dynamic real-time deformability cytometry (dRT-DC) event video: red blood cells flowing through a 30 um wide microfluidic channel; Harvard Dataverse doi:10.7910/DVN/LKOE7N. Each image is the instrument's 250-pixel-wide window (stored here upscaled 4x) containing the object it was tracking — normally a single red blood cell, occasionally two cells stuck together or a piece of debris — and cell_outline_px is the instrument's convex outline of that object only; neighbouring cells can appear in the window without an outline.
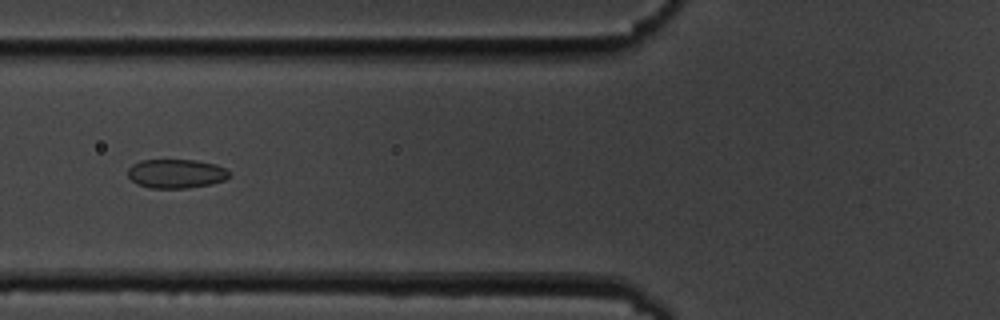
{"species": "common noctule bat (a hibernating species)", "species_latin": "Nyctalus noctula", "temperature_condition": "cold", "stored_images_in_passage": 41, "camera_frame_rate_fps": 3000, "um_per_image_px": 0.085, "animal": {"sex": "male", "body_mass_g": 19.5, "forearm_length_mm": 54.6}, "frame": {"image": 1, "passage_image": 7, "time_ms": 2.0, "image_size_px": [1000, 320], "cell_outline_px": [[232, 176], [224, 180], [212, 184], [188, 188], [152, 188], [136, 184], [128, 176], [128, 168], [132, 164], [140, 160], [196, 160], [216, 164], [232, 172]], "centroid_in_image_um": [15.0, 14.76], "position_along_channel_um": 110.8, "area_um2": 17.4}}
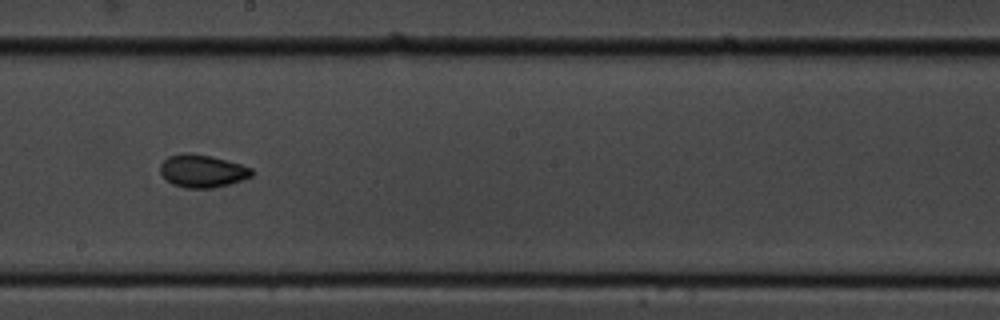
{"frame": {"image": 2, "passage_image": 17, "time_ms": 5.333, "image_size_px": [1000, 320], "cell_outline_px": [[252, 176], [228, 184], [212, 188], [184, 188], [172, 184], [160, 172], [160, 164], [168, 156], [180, 152], [192, 152], [212, 156], [240, 164], [252, 168]], "centroid_in_image_um": [17.16, 14.51], "position_along_channel_um": 231.0, "area_um2": 17.51}}
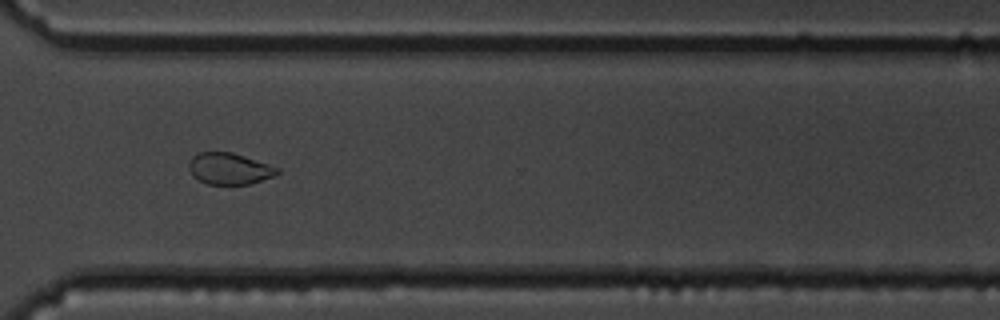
{"frame": {"image": 3, "passage_image": 27, "time_ms": 8.667, "image_size_px": [1000, 320], "cell_outline_px": [[280, 172], [276, 176], [248, 184], [208, 184], [192, 176], [188, 168], [188, 164], [192, 156], [200, 152], [232, 152], [280, 168]], "centroid_in_image_um": [19.5, 14.33], "position_along_channel_um": 351.1, "area_um2": 16.24}, "authors_computed_cell_mechanics": {"area_um2": 17.4556, "velocity_mm_per_s": 3.6058, "shape_relaxation_time_tau1_ms": 3.3719, "shape_relaxation_time_tau2_ms": 3.8132, "deformation_change_tau1": 0.0789, "deformation_change_tau2": 0.0698}}